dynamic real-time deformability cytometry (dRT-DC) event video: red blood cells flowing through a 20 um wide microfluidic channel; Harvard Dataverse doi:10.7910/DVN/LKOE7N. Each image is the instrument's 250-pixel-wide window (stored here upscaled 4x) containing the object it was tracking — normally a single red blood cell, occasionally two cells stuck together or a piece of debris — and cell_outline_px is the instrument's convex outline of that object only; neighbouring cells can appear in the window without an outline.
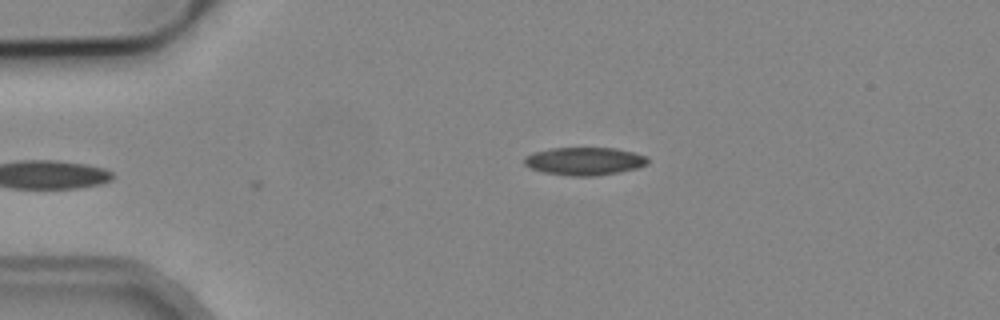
{"species": "common noctule bat (a hibernating species)", "species_latin": "Nyctalus noctula", "temperature_condition": "cold", "stored_images_in_passage": 33, "camera_frame_rate_fps": 3000, "um_per_image_px": 0.085, "animal": {"sex": "male", "body_mass_g": 19.2, "forearm_length_mm": 51.8}, "frame": {"image": 1, "passage_image": 1, "time_ms": 0.0, "image_size_px": [1000, 320], "cell_outline_px": [[648, 164], [636, 168], [620, 172], [596, 176], [572, 176], [544, 172], [532, 168], [524, 164], [524, 156], [532, 152], [552, 148], [616, 148], [636, 152], [648, 156]], "centroid_in_image_um": [49.71, 13.69], "position_along_channel_um": 35.3, "area_um2": 20.23}}
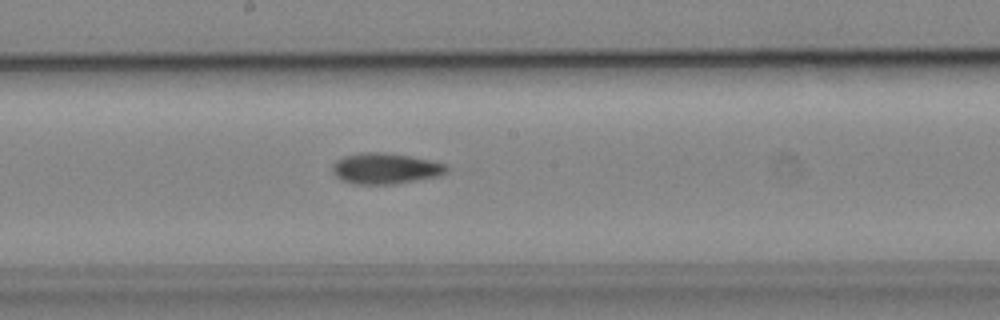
{"frame": {"image": 2, "passage_image": 18, "time_ms": 5.667, "image_size_px": [1000, 320], "cell_outline_px": [[448, 172], [440, 176], [392, 184], [356, 184], [344, 180], [336, 176], [332, 172], [332, 164], [336, 160], [344, 156], [360, 152], [384, 152], [408, 156], [428, 160], [444, 164], [448, 168]], "centroid_in_image_um": [32.74, 14.32], "position_along_channel_um": 215.5, "area_um2": 20.4}}
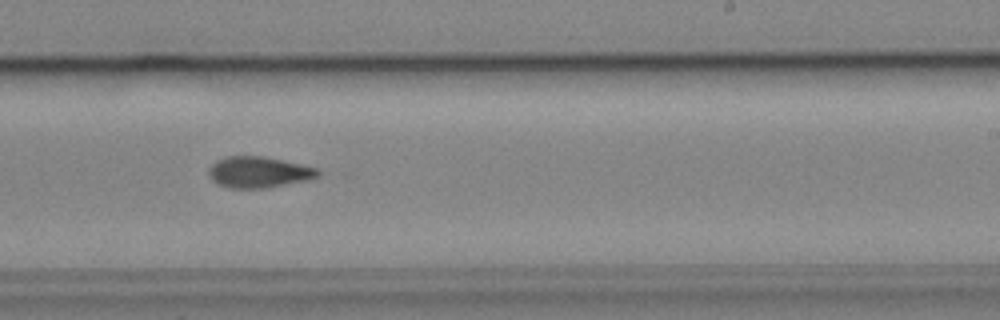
{"frame": {"image": 3, "passage_image": 22, "time_ms": 7.0, "image_size_px": [1000, 320], "cell_outline_px": [[320, 176], [308, 180], [260, 188], [232, 188], [220, 184], [212, 180], [208, 172], [208, 168], [216, 160], [224, 156], [264, 156], [320, 168]], "centroid_in_image_um": [22.01, 14.61], "position_along_channel_um": 267.0, "area_um2": 19.77}, "authors_computed_cell_mechanics": {"area_um2": 20.1144, "velocity_mm_per_s": 3.8908, "shape_relaxation_time_tau1_ms": null, "shape_relaxation_time_tau2_ms": 4.5674, "deformation_change_tau1": null, "deformation_change_tau2": 0.0983}}